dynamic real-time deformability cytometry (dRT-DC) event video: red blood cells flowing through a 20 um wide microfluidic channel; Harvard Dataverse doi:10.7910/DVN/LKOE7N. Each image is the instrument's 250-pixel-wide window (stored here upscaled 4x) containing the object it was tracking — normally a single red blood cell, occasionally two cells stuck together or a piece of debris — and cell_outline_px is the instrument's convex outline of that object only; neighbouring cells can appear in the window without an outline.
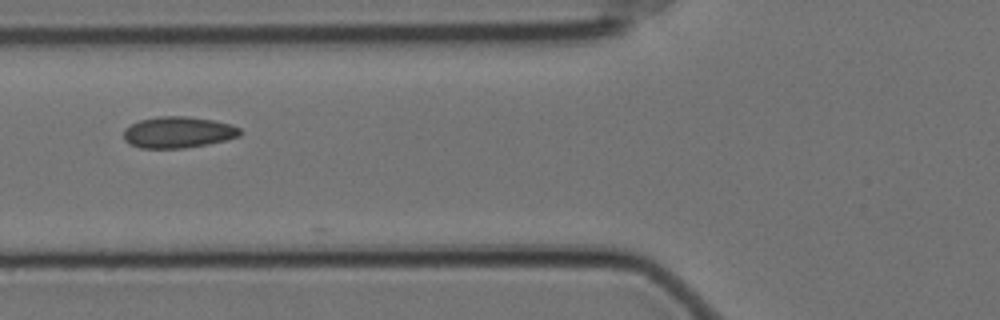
{"species": "Egyptian fruit bat (a non-hibernating species)", "species_latin": "Rousettus aegyptiacus", "temperature_condition": "cold", "stored_images_in_passage": 9, "camera_frame_rate_fps": 3000, "um_per_image_px": 0.085, "animal": {"sex": "female"}, "frame": {"image": 1, "passage_image": 6, "time_ms": 1.667, "image_size_px": [1000, 320], "cell_outline_px": [[240, 136], [208, 144], [184, 148], [140, 148], [128, 144], [124, 140], [124, 128], [140, 120], [156, 116], [188, 116], [216, 120], [232, 124], [240, 128]], "centroid_in_image_um": [15.13, 11.24], "position_along_channel_um": 110.7, "area_um2": 21.44}}